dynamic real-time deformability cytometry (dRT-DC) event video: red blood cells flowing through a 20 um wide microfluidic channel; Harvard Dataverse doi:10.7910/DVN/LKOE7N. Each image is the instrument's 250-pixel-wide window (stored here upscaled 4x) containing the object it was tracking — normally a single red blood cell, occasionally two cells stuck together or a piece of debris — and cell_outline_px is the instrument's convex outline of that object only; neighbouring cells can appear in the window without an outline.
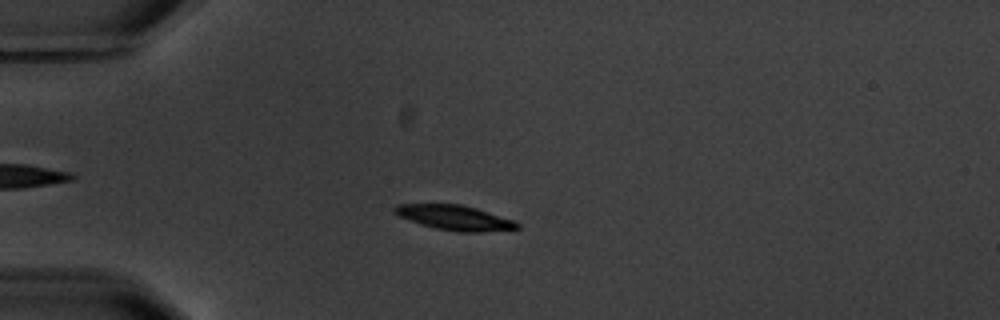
{"species": "common noctule bat (a hibernating species)", "species_latin": "Nyctalus noctula", "temperature_condition": "warm", "stored_images_in_passage": 10, "camera_frame_rate_fps": 3000, "um_per_image_px": 0.085, "animal": {"sex": "male", "body_mass_g": 20.1, "forearm_length_mm": 53.5}, "frame": {"image": 1, "passage_image": 4, "time_ms": 5.333, "image_size_px": [1000, 320], "cell_outline_px": [[520, 228], [480, 232], [456, 232], [436, 228], [420, 224], [408, 220], [392, 212], [392, 208], [396, 204], [460, 204], [476, 208], [516, 220], [520, 224]], "centroid_in_image_um": [38.65, 18.5], "position_along_channel_um": 46.3, "area_um2": 17.92}}
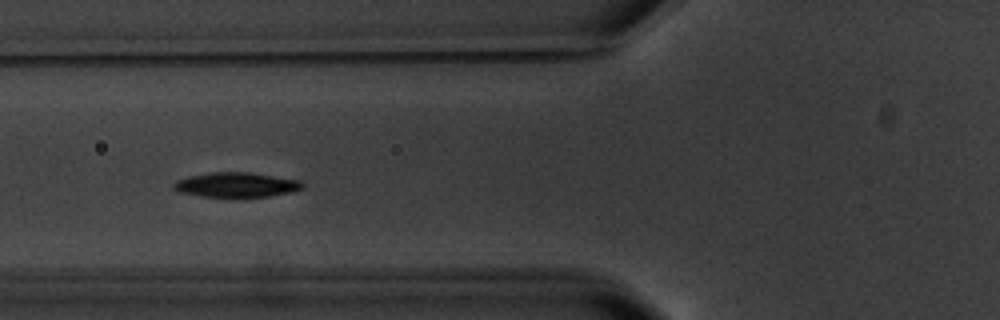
{"frame": {"image": 2, "passage_image": 6, "time_ms": 7.667, "image_size_px": [1000, 320], "cell_outline_px": [[304, 188], [292, 192], [268, 196], [240, 200], [236, 200], [200, 196], [180, 192], [172, 188], [172, 184], [176, 180], [188, 176], [212, 172], [248, 172], [300, 180], [304, 184]], "centroid_in_image_um": [20.07, 15.75], "position_along_channel_um": 105.7, "area_um2": 19.48}}